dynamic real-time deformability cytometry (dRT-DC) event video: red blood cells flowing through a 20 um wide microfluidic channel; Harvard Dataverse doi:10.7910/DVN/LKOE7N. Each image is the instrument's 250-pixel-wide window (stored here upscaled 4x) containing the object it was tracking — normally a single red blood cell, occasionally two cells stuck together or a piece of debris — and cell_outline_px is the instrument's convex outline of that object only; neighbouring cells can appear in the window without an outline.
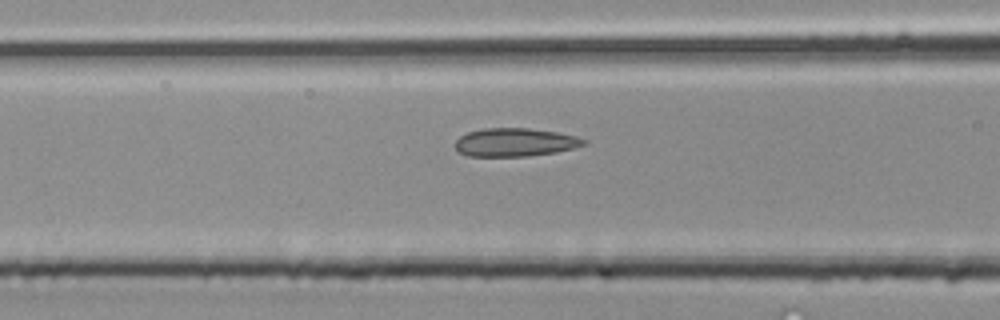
{"species": "common noctule bat (a hibernating species)", "species_latin": "Nyctalus noctula", "temperature_condition": "room temperature", "stored_images_in_passage": 6, "camera_frame_rate_fps": 3000, "um_per_image_px": 0.085, "animal": {"sex": "male", "body_mass_g": 20.4}, "frame": {"image": 1, "passage_image": 5, "time_ms": 1.333, "image_size_px": [1000, 320], "cell_outline_px": [[588, 144], [556, 152], [528, 156], [468, 156], [460, 152], [452, 144], [460, 136], [468, 132], [484, 128], [528, 128], [556, 132], [576, 136], [588, 140]], "centroid_in_image_um": [43.78, 12.09], "position_along_channel_um": 122.8, "area_um2": 21.27}}